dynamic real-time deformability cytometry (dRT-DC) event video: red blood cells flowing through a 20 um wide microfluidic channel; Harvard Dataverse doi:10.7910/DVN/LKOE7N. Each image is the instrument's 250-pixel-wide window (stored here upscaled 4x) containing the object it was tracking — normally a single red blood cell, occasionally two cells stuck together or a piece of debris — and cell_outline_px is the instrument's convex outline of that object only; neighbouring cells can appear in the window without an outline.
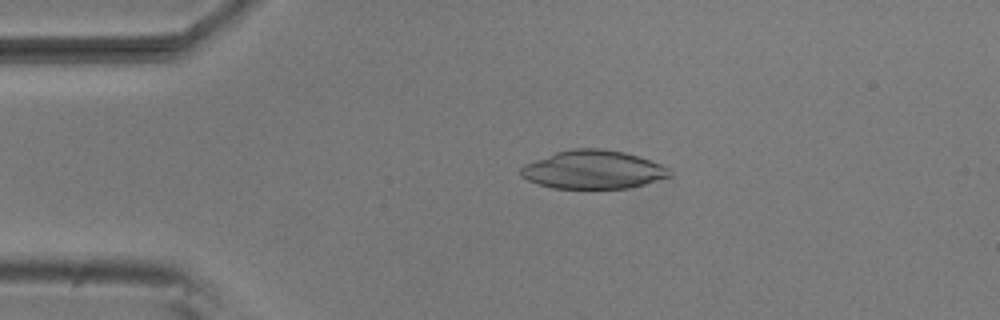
{"species": "common noctule bat (a hibernating species)", "species_latin": "Nyctalus noctula", "temperature_condition": "room temperature", "stored_images_in_passage": 4, "camera_frame_rate_fps": 3000, "um_per_image_px": 0.085, "animal": {"sex": "male", "body_mass_g": 20.5, "forearm_length_mm": 52.5}, "frame": {"image": 1, "passage_image": 2, "time_ms": 0.333, "image_size_px": [1000, 320], "cell_outline_px": [[672, 176], [644, 184], [628, 188], [552, 188], [528, 180], [520, 176], [520, 168], [524, 164], [556, 152], [572, 148], [604, 148], [624, 152], [660, 164], [668, 168], [672, 172]], "centroid_in_image_um": [50.4, 14.42], "position_along_channel_um": 34.6, "area_um2": 33.18}}